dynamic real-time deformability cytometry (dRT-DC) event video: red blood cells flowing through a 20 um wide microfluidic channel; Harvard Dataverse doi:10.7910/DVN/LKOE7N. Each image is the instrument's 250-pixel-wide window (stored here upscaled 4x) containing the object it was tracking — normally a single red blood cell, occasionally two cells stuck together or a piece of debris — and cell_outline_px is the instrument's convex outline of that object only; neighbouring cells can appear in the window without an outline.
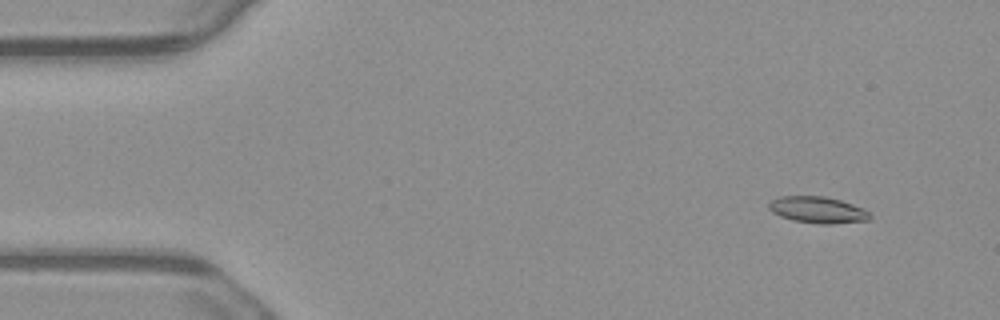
{"species": "common noctule bat (a hibernating species)", "species_latin": "Nyctalus noctula", "temperature_condition": "warm", "stored_images_in_passage": 5, "camera_frame_rate_fps": 3000, "um_per_image_px": 0.085, "animal": {"sex": "male", "body_mass_g": 23.1, "forearm_length_mm": 52.7}, "frame": {"image": 1, "passage_image": 2, "time_ms": 0.333, "image_size_px": [1000, 320], "cell_outline_px": [[872, 216], [868, 220], [832, 224], [820, 224], [792, 220], [780, 216], [772, 212], [768, 208], [768, 204], [772, 200], [780, 196], [824, 196], [840, 200], [864, 208]], "centroid_in_image_um": [69.5, 17.84], "position_along_channel_um": 15.5, "area_um2": 15.61}}
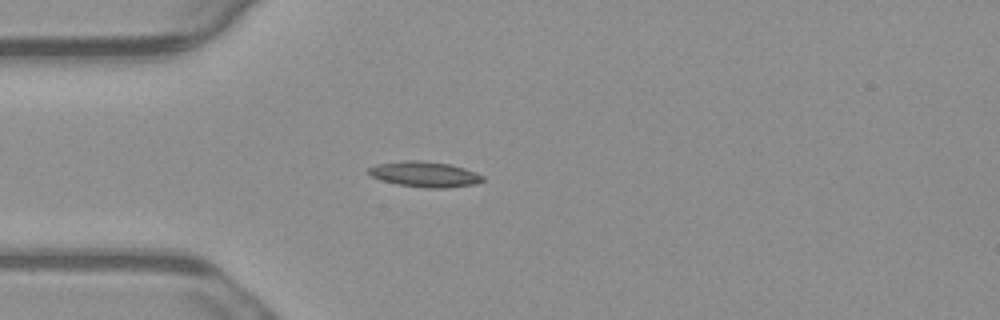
{"frame": {"image": 2, "passage_image": 4, "time_ms": 1.0, "image_size_px": [1000, 320], "cell_outline_px": [[484, 180], [476, 184], [448, 188], [424, 188], [396, 184], [372, 176], [364, 172], [368, 168], [376, 164], [404, 160], [420, 160], [448, 164], [464, 168], [476, 172], [484, 176]], "centroid_in_image_um": [36.09, 14.81], "position_along_channel_um": 48.9, "area_um2": 17.11}}